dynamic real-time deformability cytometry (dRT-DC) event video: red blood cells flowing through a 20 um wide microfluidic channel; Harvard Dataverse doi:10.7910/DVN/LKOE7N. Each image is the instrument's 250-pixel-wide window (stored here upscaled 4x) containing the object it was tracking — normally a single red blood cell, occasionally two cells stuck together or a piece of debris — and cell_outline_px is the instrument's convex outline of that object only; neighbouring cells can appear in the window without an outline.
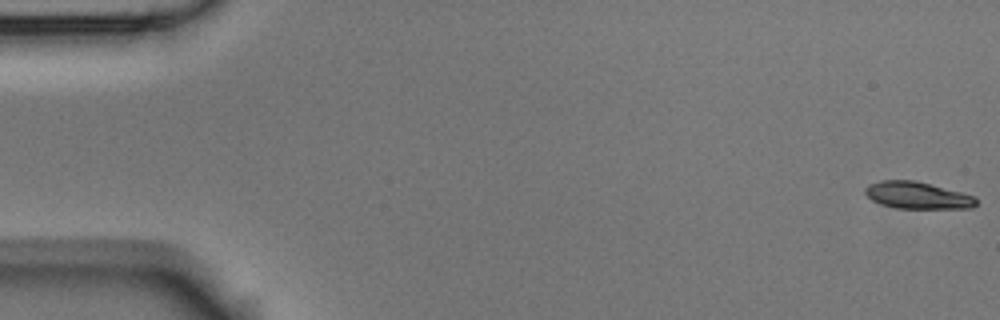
{"species": "Egyptian fruit bat (a non-hibernating species)", "species_latin": "Rousettus aegyptiacus", "temperature_condition": "room temperature", "stored_images_in_passage": 5, "camera_frame_rate_fps": 3000, "um_per_image_px": 0.085, "animal": {"sex": "male"}, "frame": {"image": 1, "passage_image": 1, "time_ms": 0.0, "image_size_px": [1000, 320], "cell_outline_px": [[976, 204], [972, 208], [896, 208], [880, 204], [872, 200], [864, 192], [864, 188], [868, 184], [880, 180], [916, 180], [976, 196]], "centroid_in_image_um": [77.96, 16.59], "position_along_channel_um": 7.0, "area_um2": 17.51}}
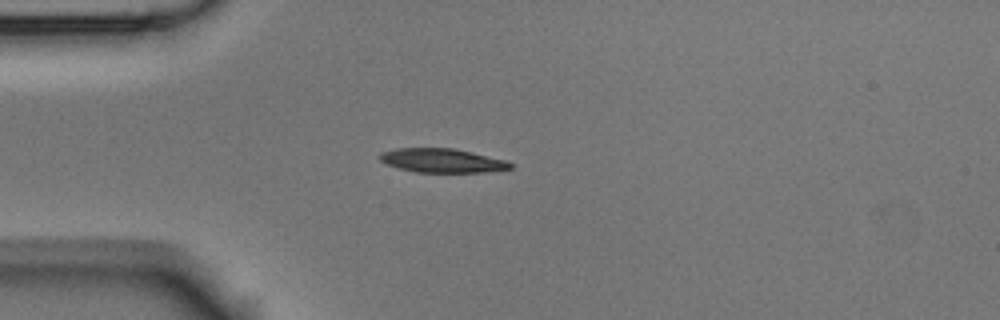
{"frame": {"image": 2, "passage_image": 5, "time_ms": 4.667, "image_size_px": [1000, 320], "cell_outline_px": [[512, 168], [484, 172], [416, 172], [400, 168], [388, 164], [380, 160], [380, 152], [396, 148], [452, 148], [472, 152], [508, 160], [512, 164]], "centroid_in_image_um": [37.6, 13.64], "position_along_channel_um": 47.4, "area_um2": 18.15}}